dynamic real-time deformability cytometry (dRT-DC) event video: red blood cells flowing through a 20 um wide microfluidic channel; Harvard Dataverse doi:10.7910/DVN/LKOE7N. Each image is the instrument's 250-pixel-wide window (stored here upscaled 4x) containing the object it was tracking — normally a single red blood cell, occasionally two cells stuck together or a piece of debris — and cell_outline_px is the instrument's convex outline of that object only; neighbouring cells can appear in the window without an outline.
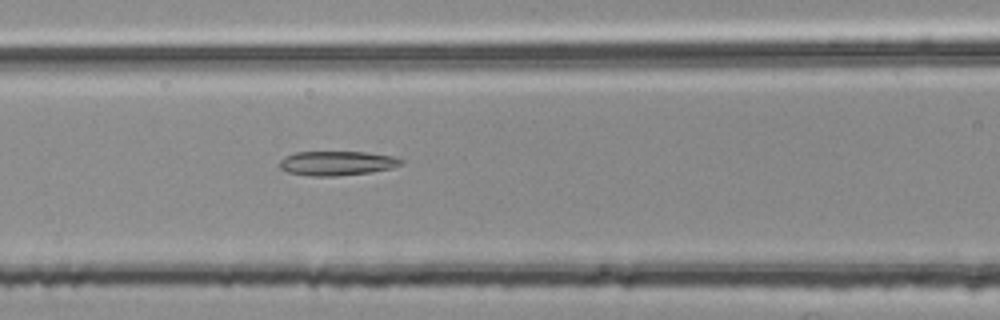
{"species": "common noctule bat (a hibernating species)", "species_latin": "Nyctalus noctula", "temperature_condition": "room temperature", "stored_images_in_passage": 6, "camera_frame_rate_fps": 3000, "um_per_image_px": 0.085, "animal": {"sex": "female", "body_mass_g": 25.1}, "frame": {"image": 1, "passage_image": 6, "time_ms": 1.667, "image_size_px": [1000, 320], "cell_outline_px": [[404, 164], [392, 168], [372, 172], [336, 176], [312, 176], [288, 172], [280, 168], [280, 160], [284, 156], [296, 152], [364, 152], [392, 156], [404, 160]], "centroid_in_image_um": [28.66, 13.87], "position_along_channel_um": 137.9, "area_um2": 17.28}}